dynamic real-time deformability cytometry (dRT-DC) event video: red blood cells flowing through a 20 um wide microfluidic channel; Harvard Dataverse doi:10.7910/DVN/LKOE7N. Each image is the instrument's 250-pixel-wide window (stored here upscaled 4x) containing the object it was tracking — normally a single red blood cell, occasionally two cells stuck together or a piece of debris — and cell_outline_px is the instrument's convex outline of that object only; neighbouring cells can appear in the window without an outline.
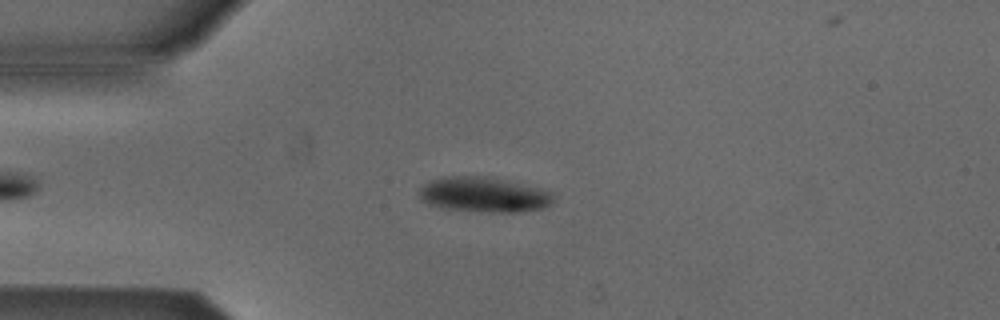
{"species": "Egyptian fruit bat (a non-hibernating species)", "species_latin": "Rousettus aegyptiacus", "temperature_condition": "cold", "stored_images_in_passage": 3, "camera_frame_rate_fps": 3000, "um_per_image_px": 0.085, "animal": {"sex": "male"}, "frame": {"image": 1, "passage_image": 1, "time_ms": 0.0, "image_size_px": [1000, 320], "cell_outline_px": [[556, 192], [552, 204], [544, 208], [520, 212], [488, 212], [440, 208], [428, 204], [420, 200], [420, 188], [428, 180], [444, 176], [484, 176], [540, 188]], "centroid_in_image_um": [41.13, 16.55], "position_along_channel_um": 43.9, "area_um2": 27.74}}
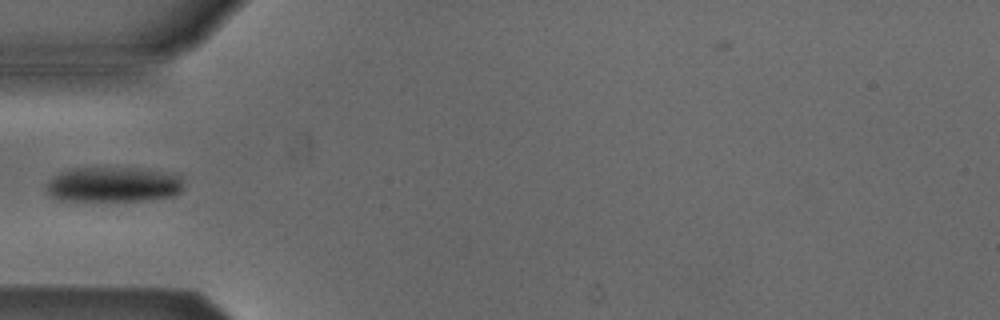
{"frame": {"image": 2, "passage_image": 2, "time_ms": 1.333, "image_size_px": [1000, 320], "cell_outline_px": [[184, 188], [180, 192], [172, 196], [148, 200], [56, 200], [44, 192], [44, 184], [48, 180], [60, 172], [72, 168], [140, 168], [180, 176]], "centroid_in_image_um": [9.55, 15.69], "position_along_channel_um": 75.4, "area_um2": 28.21}}